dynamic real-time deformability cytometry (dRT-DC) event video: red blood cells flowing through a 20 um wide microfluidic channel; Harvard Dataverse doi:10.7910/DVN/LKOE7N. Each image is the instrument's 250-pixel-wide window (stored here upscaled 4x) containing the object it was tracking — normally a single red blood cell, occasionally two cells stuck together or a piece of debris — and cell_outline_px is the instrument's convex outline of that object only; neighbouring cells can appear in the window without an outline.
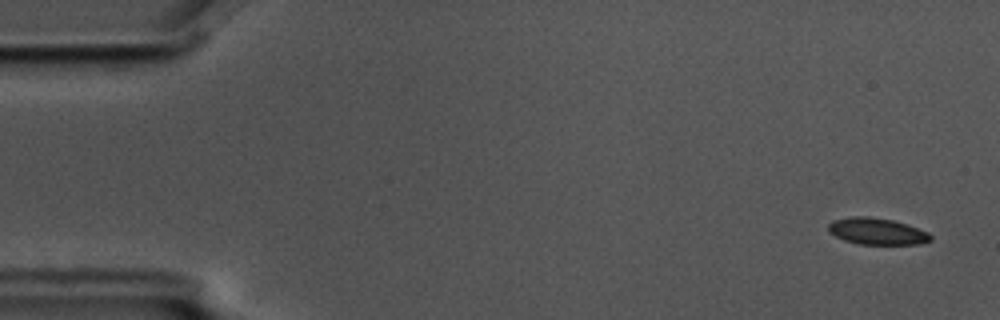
{"species": "common noctule bat (a hibernating species)", "species_latin": "Nyctalus noctula", "temperature_condition": "cold", "stored_images_in_passage": 4, "camera_frame_rate_fps": 3000, "um_per_image_px": 0.085, "animal": {"sex": "male", "body_mass_g": 17.5, "forearm_length_mm": 52.3}, "frame": {"image": 1, "passage_image": 1, "time_ms": 0.0, "image_size_px": [1000, 320], "cell_outline_px": [[932, 240], [920, 244], [860, 244], [844, 240], [828, 232], [828, 224], [832, 220], [848, 216], [868, 216], [892, 220], [908, 224], [928, 232], [932, 236]], "centroid_in_image_um": [74.53, 19.65], "position_along_channel_um": 10.5, "area_um2": 16.01}}